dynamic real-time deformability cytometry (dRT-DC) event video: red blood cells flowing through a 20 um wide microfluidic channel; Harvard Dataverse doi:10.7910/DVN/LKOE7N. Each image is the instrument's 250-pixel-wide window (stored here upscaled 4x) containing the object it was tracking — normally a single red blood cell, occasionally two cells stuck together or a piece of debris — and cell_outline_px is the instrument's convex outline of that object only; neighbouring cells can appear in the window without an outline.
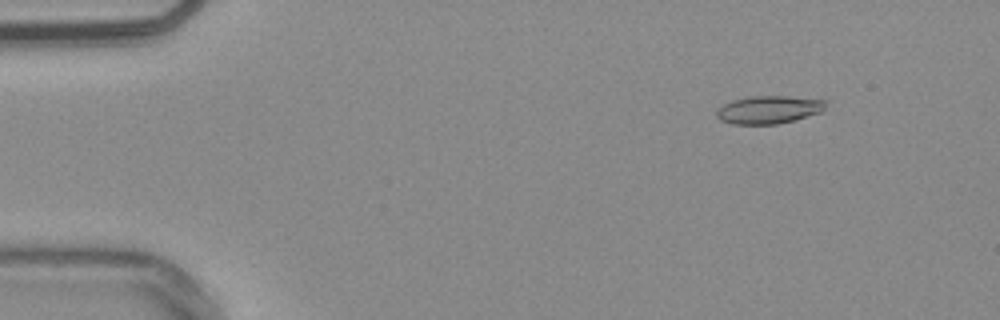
{"species": "common noctule bat (a hibernating species)", "species_latin": "Nyctalus noctula", "temperature_condition": "warm", "stored_images_in_passage": 54, "camera_frame_rate_fps": 3000, "um_per_image_px": 0.085, "animal": {"sex": "male", "body_mass_g": 20.4}, "frame": {"image": 1, "passage_image": 7, "time_ms": 2.0, "image_size_px": [1000, 320], "cell_outline_px": [[828, 100], [824, 108], [820, 112], [792, 120], [776, 124], [732, 124], [720, 120], [716, 116], [716, 112], [724, 104], [732, 100], [748, 96], [788, 96]], "centroid_in_image_um": [65.33, 9.31], "position_along_channel_um": 19.7, "area_um2": 17.63}}
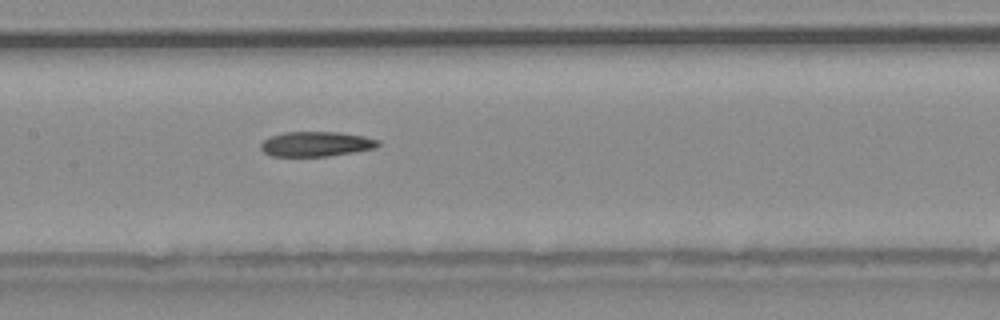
{"frame": {"image": 2, "passage_image": 27, "time_ms": 8.667, "image_size_px": [1000, 320], "cell_outline_px": [[380, 144], [376, 148], [328, 156], [272, 156], [264, 152], [260, 148], [260, 144], [264, 140], [272, 136], [284, 132], [340, 132], [364, 136], [380, 140]], "centroid_in_image_um": [26.89, 12.24], "position_along_channel_um": 180.5, "area_um2": 16.99}}
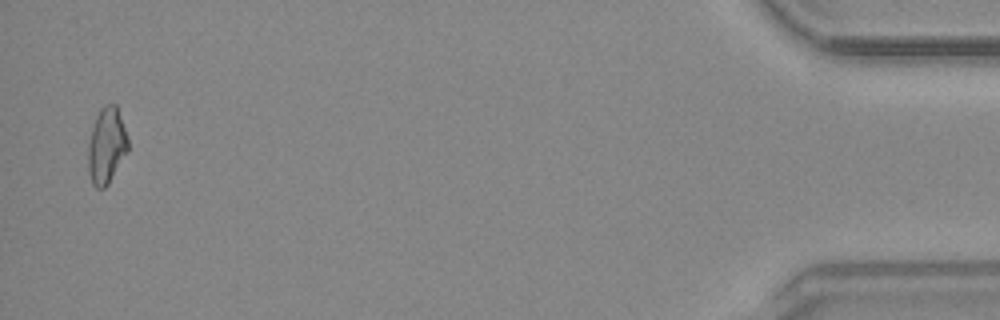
{"frame": {"image": 3, "passage_image": 53, "time_ms": 17.333, "image_size_px": [1000, 320], "cell_outline_px": [[128, 152], [108, 184], [104, 188], [96, 188], [92, 184], [88, 172], [88, 144], [92, 128], [96, 116], [100, 108], [104, 104], [116, 104], [128, 140]], "centroid_in_image_um": [9.04, 12.4], "position_along_channel_um": 426.2, "area_um2": 17.69}}